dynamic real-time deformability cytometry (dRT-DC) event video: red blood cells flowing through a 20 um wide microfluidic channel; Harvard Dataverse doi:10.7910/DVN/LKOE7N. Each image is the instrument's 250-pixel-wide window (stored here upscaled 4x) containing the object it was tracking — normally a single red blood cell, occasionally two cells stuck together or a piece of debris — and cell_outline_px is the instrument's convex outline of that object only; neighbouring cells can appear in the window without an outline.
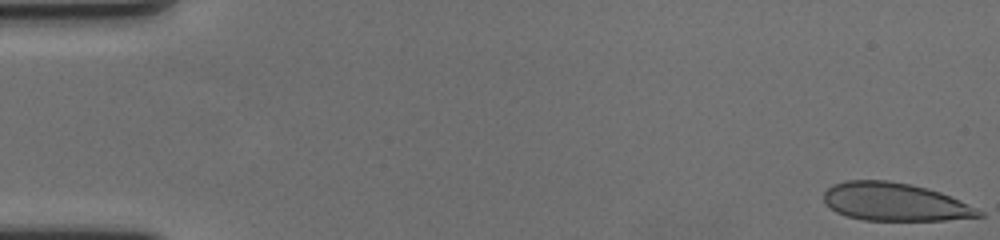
{"species": "human", "species_latin": "Homo sapiens", "temperature_condition": "cold", "stored_images_in_passage": 13, "camera_frame_rate_fps": 3000, "um_per_image_px": 0.085, "donor": {"sex": "female"}, "frame": {"image": 1, "passage_image": 1, "time_ms": 0.0, "image_size_px": [1000, 240], "cell_outline_px": [[984, 216], [944, 220], [864, 220], [848, 216], [836, 212], [824, 204], [824, 192], [832, 184], [844, 180], [888, 180], [908, 184], [940, 192], [960, 200], [984, 212]], "centroid_in_image_um": [76.02, 17.16], "position_along_channel_um": 9.0, "area_um2": 34.28}}